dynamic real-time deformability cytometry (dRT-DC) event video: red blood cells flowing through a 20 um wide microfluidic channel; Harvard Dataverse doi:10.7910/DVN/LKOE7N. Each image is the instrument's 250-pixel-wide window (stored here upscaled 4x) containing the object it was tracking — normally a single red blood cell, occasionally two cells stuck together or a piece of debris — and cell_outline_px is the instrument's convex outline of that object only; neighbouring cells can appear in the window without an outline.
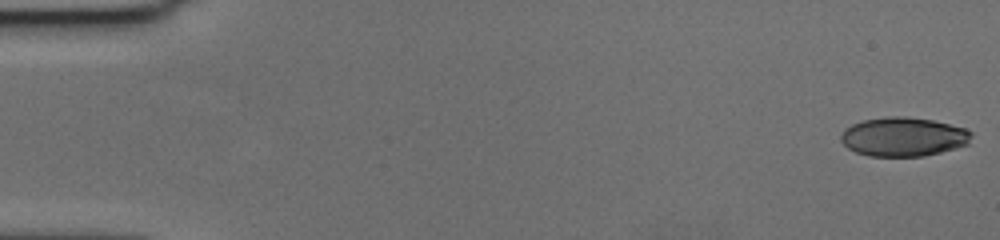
{"species": "human", "species_latin": "Homo sapiens", "temperature_condition": "cold", "stored_images_in_passage": 57, "camera_frame_rate_fps": 3000, "um_per_image_px": 0.085, "donor": {"sex": "female"}, "frame": {"image": 1, "passage_image": 1, "time_ms": 0.0, "image_size_px": [1000, 240], "cell_outline_px": [[972, 136], [968, 144], [956, 148], [924, 156], [868, 156], [856, 152], [848, 148], [840, 140], [840, 136], [844, 128], [852, 124], [864, 120], [888, 116], [904, 116], [932, 120], [964, 128], [972, 132]], "centroid_in_image_um": [76.77, 11.63], "position_along_channel_um": 8.2, "area_um2": 29.71}}
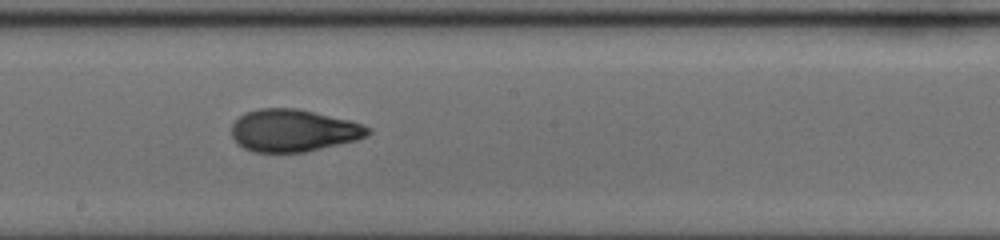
{"frame": {"image": 2, "passage_image": 32, "time_ms": 10.333, "image_size_px": [1000, 240], "cell_outline_px": [[372, 132], [368, 136], [356, 140], [304, 152], [252, 152], [236, 144], [232, 136], [232, 124], [244, 112], [260, 108], [296, 108], [348, 120], [364, 124], [372, 128]], "centroid_in_image_um": [24.93, 11.09], "position_along_channel_um": 223.3, "area_um2": 33.7}}
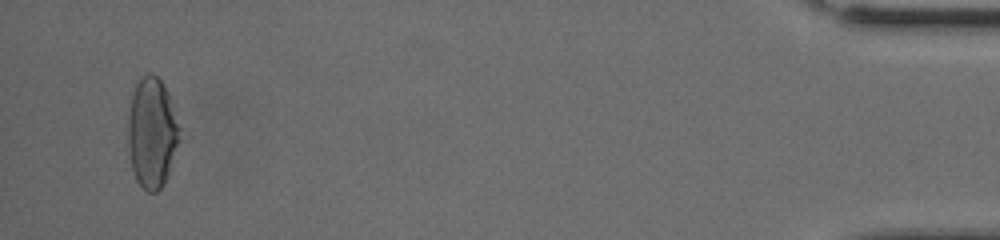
{"frame": {"image": 3, "passage_image": 55, "time_ms": 18.0, "image_size_px": [1000, 240], "cell_outline_px": [[180, 128], [176, 144], [168, 172], [160, 188], [156, 192], [148, 192], [136, 180], [132, 168], [128, 144], [128, 116], [132, 92], [140, 76], [148, 72], [152, 72], [160, 80], [168, 96]], "centroid_in_image_um": [12.86, 11.24], "position_along_channel_um": 422.3, "area_um2": 32.31}, "authors_computed_cell_mechanics": {"area_um2": 32.7148, "velocity_mm_per_s": 3.6626, "shape_relaxation_time_tau1_ms": 6.4906, "shape_relaxation_time_tau2_ms": 1.4485, "deformation_change_tau1": 0.2124, "deformation_change_tau2": 0.0748}}